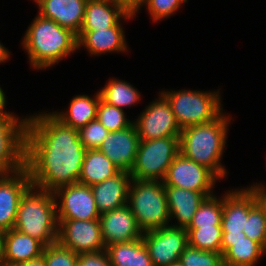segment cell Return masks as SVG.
Segmentation results:
<instances>
[{"instance_id": "40", "label": "cell", "mask_w": 266, "mask_h": 266, "mask_svg": "<svg viewBox=\"0 0 266 266\" xmlns=\"http://www.w3.org/2000/svg\"><path fill=\"white\" fill-rule=\"evenodd\" d=\"M19 266H45L43 255L38 258L31 259L18 264Z\"/></svg>"}, {"instance_id": "39", "label": "cell", "mask_w": 266, "mask_h": 266, "mask_svg": "<svg viewBox=\"0 0 266 266\" xmlns=\"http://www.w3.org/2000/svg\"><path fill=\"white\" fill-rule=\"evenodd\" d=\"M7 104L6 94L4 90L0 87V117L5 116L10 113V111H5Z\"/></svg>"}, {"instance_id": "6", "label": "cell", "mask_w": 266, "mask_h": 266, "mask_svg": "<svg viewBox=\"0 0 266 266\" xmlns=\"http://www.w3.org/2000/svg\"><path fill=\"white\" fill-rule=\"evenodd\" d=\"M169 101L181 130L214 121L223 113L221 92L178 90L161 91Z\"/></svg>"}, {"instance_id": "33", "label": "cell", "mask_w": 266, "mask_h": 266, "mask_svg": "<svg viewBox=\"0 0 266 266\" xmlns=\"http://www.w3.org/2000/svg\"><path fill=\"white\" fill-rule=\"evenodd\" d=\"M188 0H141L137 8L133 11L136 15L142 7L146 6L150 18L154 22L162 21L178 11L181 5H184Z\"/></svg>"}, {"instance_id": "19", "label": "cell", "mask_w": 266, "mask_h": 266, "mask_svg": "<svg viewBox=\"0 0 266 266\" xmlns=\"http://www.w3.org/2000/svg\"><path fill=\"white\" fill-rule=\"evenodd\" d=\"M223 264L226 266H256L266 250L256 241L240 233H223L221 243Z\"/></svg>"}, {"instance_id": "3", "label": "cell", "mask_w": 266, "mask_h": 266, "mask_svg": "<svg viewBox=\"0 0 266 266\" xmlns=\"http://www.w3.org/2000/svg\"><path fill=\"white\" fill-rule=\"evenodd\" d=\"M231 119L232 116L223 112L212 122L182 129L179 138L180 153L207 167L220 180L227 177V170L221 162Z\"/></svg>"}, {"instance_id": "32", "label": "cell", "mask_w": 266, "mask_h": 266, "mask_svg": "<svg viewBox=\"0 0 266 266\" xmlns=\"http://www.w3.org/2000/svg\"><path fill=\"white\" fill-rule=\"evenodd\" d=\"M243 232L266 250V213L258 203L249 211Z\"/></svg>"}, {"instance_id": "18", "label": "cell", "mask_w": 266, "mask_h": 266, "mask_svg": "<svg viewBox=\"0 0 266 266\" xmlns=\"http://www.w3.org/2000/svg\"><path fill=\"white\" fill-rule=\"evenodd\" d=\"M257 203V198L249 187L227 190L223 194L222 232L240 233L243 231L249 211Z\"/></svg>"}, {"instance_id": "12", "label": "cell", "mask_w": 266, "mask_h": 266, "mask_svg": "<svg viewBox=\"0 0 266 266\" xmlns=\"http://www.w3.org/2000/svg\"><path fill=\"white\" fill-rule=\"evenodd\" d=\"M53 194L56 201L57 219H99L100 213L90 186L75 183L59 187Z\"/></svg>"}, {"instance_id": "21", "label": "cell", "mask_w": 266, "mask_h": 266, "mask_svg": "<svg viewBox=\"0 0 266 266\" xmlns=\"http://www.w3.org/2000/svg\"><path fill=\"white\" fill-rule=\"evenodd\" d=\"M44 245L14 228L1 233L0 261L19 264L42 255Z\"/></svg>"}, {"instance_id": "13", "label": "cell", "mask_w": 266, "mask_h": 266, "mask_svg": "<svg viewBox=\"0 0 266 266\" xmlns=\"http://www.w3.org/2000/svg\"><path fill=\"white\" fill-rule=\"evenodd\" d=\"M220 179L207 167L179 153L169 166L164 186H173L196 192H213Z\"/></svg>"}, {"instance_id": "9", "label": "cell", "mask_w": 266, "mask_h": 266, "mask_svg": "<svg viewBox=\"0 0 266 266\" xmlns=\"http://www.w3.org/2000/svg\"><path fill=\"white\" fill-rule=\"evenodd\" d=\"M135 120L133 123L137 128L140 140L180 137L181 128L169 101L161 92H159V97L150 102Z\"/></svg>"}, {"instance_id": "24", "label": "cell", "mask_w": 266, "mask_h": 266, "mask_svg": "<svg viewBox=\"0 0 266 266\" xmlns=\"http://www.w3.org/2000/svg\"><path fill=\"white\" fill-rule=\"evenodd\" d=\"M131 180L129 172L120 171L102 183L91 186L100 215L127 205Z\"/></svg>"}, {"instance_id": "8", "label": "cell", "mask_w": 266, "mask_h": 266, "mask_svg": "<svg viewBox=\"0 0 266 266\" xmlns=\"http://www.w3.org/2000/svg\"><path fill=\"white\" fill-rule=\"evenodd\" d=\"M10 112L0 117V173H13L25 168L26 117Z\"/></svg>"}, {"instance_id": "35", "label": "cell", "mask_w": 266, "mask_h": 266, "mask_svg": "<svg viewBox=\"0 0 266 266\" xmlns=\"http://www.w3.org/2000/svg\"><path fill=\"white\" fill-rule=\"evenodd\" d=\"M42 255L45 266H77L78 254L58 241L44 247Z\"/></svg>"}, {"instance_id": "42", "label": "cell", "mask_w": 266, "mask_h": 266, "mask_svg": "<svg viewBox=\"0 0 266 266\" xmlns=\"http://www.w3.org/2000/svg\"><path fill=\"white\" fill-rule=\"evenodd\" d=\"M116 1L122 2L130 10L134 11L137 8V6L139 5L141 0H116Z\"/></svg>"}, {"instance_id": "25", "label": "cell", "mask_w": 266, "mask_h": 266, "mask_svg": "<svg viewBox=\"0 0 266 266\" xmlns=\"http://www.w3.org/2000/svg\"><path fill=\"white\" fill-rule=\"evenodd\" d=\"M95 94L93 98L90 95H74L66 111H51L50 113L65 126L79 130L96 119L101 95L99 91Z\"/></svg>"}, {"instance_id": "30", "label": "cell", "mask_w": 266, "mask_h": 266, "mask_svg": "<svg viewBox=\"0 0 266 266\" xmlns=\"http://www.w3.org/2000/svg\"><path fill=\"white\" fill-rule=\"evenodd\" d=\"M189 245L203 251L221 253L222 228H186Z\"/></svg>"}, {"instance_id": "17", "label": "cell", "mask_w": 266, "mask_h": 266, "mask_svg": "<svg viewBox=\"0 0 266 266\" xmlns=\"http://www.w3.org/2000/svg\"><path fill=\"white\" fill-rule=\"evenodd\" d=\"M136 15L122 2L116 0H88L80 31H97L113 26H123L121 20Z\"/></svg>"}, {"instance_id": "16", "label": "cell", "mask_w": 266, "mask_h": 266, "mask_svg": "<svg viewBox=\"0 0 266 266\" xmlns=\"http://www.w3.org/2000/svg\"><path fill=\"white\" fill-rule=\"evenodd\" d=\"M99 220L105 247L142 238L143 231L128 205L101 214Z\"/></svg>"}, {"instance_id": "22", "label": "cell", "mask_w": 266, "mask_h": 266, "mask_svg": "<svg viewBox=\"0 0 266 266\" xmlns=\"http://www.w3.org/2000/svg\"><path fill=\"white\" fill-rule=\"evenodd\" d=\"M167 196L170 220L176 218L177 223L171 226L187 228L192 218L206 197L214 192H196L173 186H164Z\"/></svg>"}, {"instance_id": "5", "label": "cell", "mask_w": 266, "mask_h": 266, "mask_svg": "<svg viewBox=\"0 0 266 266\" xmlns=\"http://www.w3.org/2000/svg\"><path fill=\"white\" fill-rule=\"evenodd\" d=\"M127 205L143 232L170 226L171 220L163 181L132 179Z\"/></svg>"}, {"instance_id": "34", "label": "cell", "mask_w": 266, "mask_h": 266, "mask_svg": "<svg viewBox=\"0 0 266 266\" xmlns=\"http://www.w3.org/2000/svg\"><path fill=\"white\" fill-rule=\"evenodd\" d=\"M182 266H223L222 253L203 251L188 245L180 255Z\"/></svg>"}, {"instance_id": "26", "label": "cell", "mask_w": 266, "mask_h": 266, "mask_svg": "<svg viewBox=\"0 0 266 266\" xmlns=\"http://www.w3.org/2000/svg\"><path fill=\"white\" fill-rule=\"evenodd\" d=\"M121 170L98 149H87L78 183L93 186L117 175Z\"/></svg>"}, {"instance_id": "27", "label": "cell", "mask_w": 266, "mask_h": 266, "mask_svg": "<svg viewBox=\"0 0 266 266\" xmlns=\"http://www.w3.org/2000/svg\"><path fill=\"white\" fill-rule=\"evenodd\" d=\"M111 266H153L142 238L105 248Z\"/></svg>"}, {"instance_id": "31", "label": "cell", "mask_w": 266, "mask_h": 266, "mask_svg": "<svg viewBox=\"0 0 266 266\" xmlns=\"http://www.w3.org/2000/svg\"><path fill=\"white\" fill-rule=\"evenodd\" d=\"M96 119L109 131L128 128L134 120H129L123 109L104 102L101 98L97 107Z\"/></svg>"}, {"instance_id": "38", "label": "cell", "mask_w": 266, "mask_h": 266, "mask_svg": "<svg viewBox=\"0 0 266 266\" xmlns=\"http://www.w3.org/2000/svg\"><path fill=\"white\" fill-rule=\"evenodd\" d=\"M252 192L255 194L257 198L258 204L264 209L266 213V187L261 183H253V185L249 186Z\"/></svg>"}, {"instance_id": "1", "label": "cell", "mask_w": 266, "mask_h": 266, "mask_svg": "<svg viewBox=\"0 0 266 266\" xmlns=\"http://www.w3.org/2000/svg\"><path fill=\"white\" fill-rule=\"evenodd\" d=\"M39 113L28 116L25 167L33 186L54 192L78 183L86 149L77 129Z\"/></svg>"}, {"instance_id": "11", "label": "cell", "mask_w": 266, "mask_h": 266, "mask_svg": "<svg viewBox=\"0 0 266 266\" xmlns=\"http://www.w3.org/2000/svg\"><path fill=\"white\" fill-rule=\"evenodd\" d=\"M58 220V242L76 254L92 253L105 250L99 219Z\"/></svg>"}, {"instance_id": "20", "label": "cell", "mask_w": 266, "mask_h": 266, "mask_svg": "<svg viewBox=\"0 0 266 266\" xmlns=\"http://www.w3.org/2000/svg\"><path fill=\"white\" fill-rule=\"evenodd\" d=\"M38 14L55 21L78 35L84 19L87 0H34Z\"/></svg>"}, {"instance_id": "14", "label": "cell", "mask_w": 266, "mask_h": 266, "mask_svg": "<svg viewBox=\"0 0 266 266\" xmlns=\"http://www.w3.org/2000/svg\"><path fill=\"white\" fill-rule=\"evenodd\" d=\"M32 185L27 168L0 173V232L14 228L19 202Z\"/></svg>"}, {"instance_id": "43", "label": "cell", "mask_w": 266, "mask_h": 266, "mask_svg": "<svg viewBox=\"0 0 266 266\" xmlns=\"http://www.w3.org/2000/svg\"><path fill=\"white\" fill-rule=\"evenodd\" d=\"M0 266H19L18 264H11L7 262L0 261Z\"/></svg>"}, {"instance_id": "37", "label": "cell", "mask_w": 266, "mask_h": 266, "mask_svg": "<svg viewBox=\"0 0 266 266\" xmlns=\"http://www.w3.org/2000/svg\"><path fill=\"white\" fill-rule=\"evenodd\" d=\"M77 266H111L106 251L82 253L78 255Z\"/></svg>"}, {"instance_id": "4", "label": "cell", "mask_w": 266, "mask_h": 266, "mask_svg": "<svg viewBox=\"0 0 266 266\" xmlns=\"http://www.w3.org/2000/svg\"><path fill=\"white\" fill-rule=\"evenodd\" d=\"M58 225L53 192L31 185L19 202L14 229L46 247L58 241Z\"/></svg>"}, {"instance_id": "2", "label": "cell", "mask_w": 266, "mask_h": 266, "mask_svg": "<svg viewBox=\"0 0 266 266\" xmlns=\"http://www.w3.org/2000/svg\"><path fill=\"white\" fill-rule=\"evenodd\" d=\"M21 43L35 70L49 69L78 50L75 33L40 14L28 26Z\"/></svg>"}, {"instance_id": "10", "label": "cell", "mask_w": 266, "mask_h": 266, "mask_svg": "<svg viewBox=\"0 0 266 266\" xmlns=\"http://www.w3.org/2000/svg\"><path fill=\"white\" fill-rule=\"evenodd\" d=\"M142 239L153 266H169L179 262L180 255L189 245L186 229L171 225L145 231Z\"/></svg>"}, {"instance_id": "44", "label": "cell", "mask_w": 266, "mask_h": 266, "mask_svg": "<svg viewBox=\"0 0 266 266\" xmlns=\"http://www.w3.org/2000/svg\"><path fill=\"white\" fill-rule=\"evenodd\" d=\"M169 266H182L179 262L173 263L172 265Z\"/></svg>"}, {"instance_id": "41", "label": "cell", "mask_w": 266, "mask_h": 266, "mask_svg": "<svg viewBox=\"0 0 266 266\" xmlns=\"http://www.w3.org/2000/svg\"><path fill=\"white\" fill-rule=\"evenodd\" d=\"M10 57L9 50L0 42V64L6 63Z\"/></svg>"}, {"instance_id": "23", "label": "cell", "mask_w": 266, "mask_h": 266, "mask_svg": "<svg viewBox=\"0 0 266 266\" xmlns=\"http://www.w3.org/2000/svg\"><path fill=\"white\" fill-rule=\"evenodd\" d=\"M123 26H113L97 31H80L77 35L78 50L81 47L93 56L105 53H126L128 46Z\"/></svg>"}, {"instance_id": "28", "label": "cell", "mask_w": 266, "mask_h": 266, "mask_svg": "<svg viewBox=\"0 0 266 266\" xmlns=\"http://www.w3.org/2000/svg\"><path fill=\"white\" fill-rule=\"evenodd\" d=\"M101 99L109 105L123 109L135 106L141 100V93L125 80L108 79L106 85L99 89Z\"/></svg>"}, {"instance_id": "29", "label": "cell", "mask_w": 266, "mask_h": 266, "mask_svg": "<svg viewBox=\"0 0 266 266\" xmlns=\"http://www.w3.org/2000/svg\"><path fill=\"white\" fill-rule=\"evenodd\" d=\"M223 213V195L208 196L195 212L187 228L221 227Z\"/></svg>"}, {"instance_id": "15", "label": "cell", "mask_w": 266, "mask_h": 266, "mask_svg": "<svg viewBox=\"0 0 266 266\" xmlns=\"http://www.w3.org/2000/svg\"><path fill=\"white\" fill-rule=\"evenodd\" d=\"M140 138L133 123L130 127L110 132L98 150L121 171L130 172L135 163Z\"/></svg>"}, {"instance_id": "36", "label": "cell", "mask_w": 266, "mask_h": 266, "mask_svg": "<svg viewBox=\"0 0 266 266\" xmlns=\"http://www.w3.org/2000/svg\"><path fill=\"white\" fill-rule=\"evenodd\" d=\"M78 132L79 138L86 150L98 149L110 133L97 119L81 127Z\"/></svg>"}, {"instance_id": "7", "label": "cell", "mask_w": 266, "mask_h": 266, "mask_svg": "<svg viewBox=\"0 0 266 266\" xmlns=\"http://www.w3.org/2000/svg\"><path fill=\"white\" fill-rule=\"evenodd\" d=\"M180 137L140 140L135 163L129 172L132 179L163 181L169 166L180 153Z\"/></svg>"}]
</instances>
